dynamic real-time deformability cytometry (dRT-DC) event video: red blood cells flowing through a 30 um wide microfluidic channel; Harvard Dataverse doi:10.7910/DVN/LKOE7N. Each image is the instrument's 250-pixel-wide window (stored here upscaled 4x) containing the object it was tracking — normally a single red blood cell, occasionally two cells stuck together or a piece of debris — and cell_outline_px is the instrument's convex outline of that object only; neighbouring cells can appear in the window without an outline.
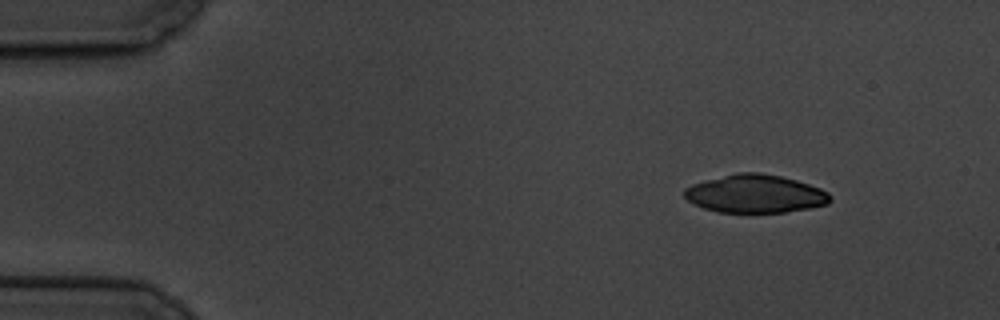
{"species": "common noctule bat (a hibernating species)", "species_latin": "Nyctalus noctula", "temperature_condition": "cold", "stored_images_in_passage": 3, "camera_frame_rate_fps": 3000, "um_per_image_px": 0.085, "animal": {"sex": "male", "body_mass_g": 19.5, "forearm_length_mm": 54.6}, "frame": {"image": 1, "passage_image": 1, "time_ms": 0.0, "image_size_px": [1000, 320], "cell_outline_px": [[832, 200], [828, 204], [808, 208], [784, 212], [720, 212], [704, 208], [688, 200], [684, 196], [684, 188], [692, 184], [736, 172], [760, 172], [780, 176], [796, 180], [820, 188], [828, 192], [832, 196]], "centroid_in_image_um": [64.21, 16.46], "position_along_channel_um": 20.8, "area_um2": 32.25}}